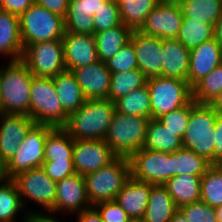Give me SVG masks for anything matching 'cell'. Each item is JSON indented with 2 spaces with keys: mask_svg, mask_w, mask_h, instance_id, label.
<instances>
[{
  "mask_svg": "<svg viewBox=\"0 0 222 222\" xmlns=\"http://www.w3.org/2000/svg\"><path fill=\"white\" fill-rule=\"evenodd\" d=\"M115 110L114 102L106 99H91L68 116L63 127L73 140H103Z\"/></svg>",
  "mask_w": 222,
  "mask_h": 222,
  "instance_id": "6da1fadb",
  "label": "cell"
},
{
  "mask_svg": "<svg viewBox=\"0 0 222 222\" xmlns=\"http://www.w3.org/2000/svg\"><path fill=\"white\" fill-rule=\"evenodd\" d=\"M2 66L0 65V113L30 117V91L34 75L21 59L7 61Z\"/></svg>",
  "mask_w": 222,
  "mask_h": 222,
  "instance_id": "7a4b0ae2",
  "label": "cell"
},
{
  "mask_svg": "<svg viewBox=\"0 0 222 222\" xmlns=\"http://www.w3.org/2000/svg\"><path fill=\"white\" fill-rule=\"evenodd\" d=\"M150 118L115 112L104 141L118 157L129 158L143 148Z\"/></svg>",
  "mask_w": 222,
  "mask_h": 222,
  "instance_id": "3957f363",
  "label": "cell"
},
{
  "mask_svg": "<svg viewBox=\"0 0 222 222\" xmlns=\"http://www.w3.org/2000/svg\"><path fill=\"white\" fill-rule=\"evenodd\" d=\"M84 177L87 198L91 206L100 202L115 200L119 191L131 177L129 159L117 157L109 165Z\"/></svg>",
  "mask_w": 222,
  "mask_h": 222,
  "instance_id": "277c9868",
  "label": "cell"
},
{
  "mask_svg": "<svg viewBox=\"0 0 222 222\" xmlns=\"http://www.w3.org/2000/svg\"><path fill=\"white\" fill-rule=\"evenodd\" d=\"M68 114L63 110L52 78L36 77L31 81L30 118L36 124L64 127Z\"/></svg>",
  "mask_w": 222,
  "mask_h": 222,
  "instance_id": "5b68a950",
  "label": "cell"
},
{
  "mask_svg": "<svg viewBox=\"0 0 222 222\" xmlns=\"http://www.w3.org/2000/svg\"><path fill=\"white\" fill-rule=\"evenodd\" d=\"M19 23L24 48L36 42L62 40L65 33L64 17L35 3L19 16Z\"/></svg>",
  "mask_w": 222,
  "mask_h": 222,
  "instance_id": "8992f818",
  "label": "cell"
},
{
  "mask_svg": "<svg viewBox=\"0 0 222 222\" xmlns=\"http://www.w3.org/2000/svg\"><path fill=\"white\" fill-rule=\"evenodd\" d=\"M218 114L208 104L197 103L191 110L188 127L182 138L183 148L194 151L214 164V134Z\"/></svg>",
  "mask_w": 222,
  "mask_h": 222,
  "instance_id": "52a82bcc",
  "label": "cell"
},
{
  "mask_svg": "<svg viewBox=\"0 0 222 222\" xmlns=\"http://www.w3.org/2000/svg\"><path fill=\"white\" fill-rule=\"evenodd\" d=\"M146 84L150 92L151 119L179 109L193 99L188 81L155 76L148 78Z\"/></svg>",
  "mask_w": 222,
  "mask_h": 222,
  "instance_id": "ba28073f",
  "label": "cell"
},
{
  "mask_svg": "<svg viewBox=\"0 0 222 222\" xmlns=\"http://www.w3.org/2000/svg\"><path fill=\"white\" fill-rule=\"evenodd\" d=\"M12 179L17 186L26 212L32 210V207H26L31 204V201L40 206L42 210H53L56 200L57 182L50 179L42 167L31 168L28 171L18 173Z\"/></svg>",
  "mask_w": 222,
  "mask_h": 222,
  "instance_id": "9c48e42d",
  "label": "cell"
},
{
  "mask_svg": "<svg viewBox=\"0 0 222 222\" xmlns=\"http://www.w3.org/2000/svg\"><path fill=\"white\" fill-rule=\"evenodd\" d=\"M21 60L36 77L52 78L66 70L62 40L29 44L24 48Z\"/></svg>",
  "mask_w": 222,
  "mask_h": 222,
  "instance_id": "30bf717a",
  "label": "cell"
},
{
  "mask_svg": "<svg viewBox=\"0 0 222 222\" xmlns=\"http://www.w3.org/2000/svg\"><path fill=\"white\" fill-rule=\"evenodd\" d=\"M131 177L152 185H164L172 178L170 153L142 148L129 158Z\"/></svg>",
  "mask_w": 222,
  "mask_h": 222,
  "instance_id": "8fae6325",
  "label": "cell"
},
{
  "mask_svg": "<svg viewBox=\"0 0 222 222\" xmlns=\"http://www.w3.org/2000/svg\"><path fill=\"white\" fill-rule=\"evenodd\" d=\"M54 127L35 124L20 143L14 156L8 161V173L11 178L31 168L41 167L44 162L47 134Z\"/></svg>",
  "mask_w": 222,
  "mask_h": 222,
  "instance_id": "7c38bea8",
  "label": "cell"
},
{
  "mask_svg": "<svg viewBox=\"0 0 222 222\" xmlns=\"http://www.w3.org/2000/svg\"><path fill=\"white\" fill-rule=\"evenodd\" d=\"M117 157L104 140H74V168L82 176L109 165Z\"/></svg>",
  "mask_w": 222,
  "mask_h": 222,
  "instance_id": "4fadbf2b",
  "label": "cell"
},
{
  "mask_svg": "<svg viewBox=\"0 0 222 222\" xmlns=\"http://www.w3.org/2000/svg\"><path fill=\"white\" fill-rule=\"evenodd\" d=\"M182 20L183 12L180 5L159 3L147 15L140 31L161 39H176Z\"/></svg>",
  "mask_w": 222,
  "mask_h": 222,
  "instance_id": "5bb4252c",
  "label": "cell"
},
{
  "mask_svg": "<svg viewBox=\"0 0 222 222\" xmlns=\"http://www.w3.org/2000/svg\"><path fill=\"white\" fill-rule=\"evenodd\" d=\"M91 206L86 193L85 177L74 174L57 181L56 200L53 212L68 215L80 213Z\"/></svg>",
  "mask_w": 222,
  "mask_h": 222,
  "instance_id": "9a60e30c",
  "label": "cell"
},
{
  "mask_svg": "<svg viewBox=\"0 0 222 222\" xmlns=\"http://www.w3.org/2000/svg\"><path fill=\"white\" fill-rule=\"evenodd\" d=\"M130 41L136 53L138 69L147 78L162 76V39L133 30Z\"/></svg>",
  "mask_w": 222,
  "mask_h": 222,
  "instance_id": "2e32d148",
  "label": "cell"
},
{
  "mask_svg": "<svg viewBox=\"0 0 222 222\" xmlns=\"http://www.w3.org/2000/svg\"><path fill=\"white\" fill-rule=\"evenodd\" d=\"M36 123L27 115L0 113V156L10 161Z\"/></svg>",
  "mask_w": 222,
  "mask_h": 222,
  "instance_id": "e0dca14e",
  "label": "cell"
},
{
  "mask_svg": "<svg viewBox=\"0 0 222 222\" xmlns=\"http://www.w3.org/2000/svg\"><path fill=\"white\" fill-rule=\"evenodd\" d=\"M66 70L97 62V48L94 35L66 32L62 38Z\"/></svg>",
  "mask_w": 222,
  "mask_h": 222,
  "instance_id": "ac0fdd59",
  "label": "cell"
},
{
  "mask_svg": "<svg viewBox=\"0 0 222 222\" xmlns=\"http://www.w3.org/2000/svg\"><path fill=\"white\" fill-rule=\"evenodd\" d=\"M71 72L86 100L108 98L111 72L106 63L98 60L93 64L73 69Z\"/></svg>",
  "mask_w": 222,
  "mask_h": 222,
  "instance_id": "d6986e66",
  "label": "cell"
},
{
  "mask_svg": "<svg viewBox=\"0 0 222 222\" xmlns=\"http://www.w3.org/2000/svg\"><path fill=\"white\" fill-rule=\"evenodd\" d=\"M222 64V47L214 39L190 49L188 83L193 87L198 81Z\"/></svg>",
  "mask_w": 222,
  "mask_h": 222,
  "instance_id": "ffe728a7",
  "label": "cell"
},
{
  "mask_svg": "<svg viewBox=\"0 0 222 222\" xmlns=\"http://www.w3.org/2000/svg\"><path fill=\"white\" fill-rule=\"evenodd\" d=\"M104 0H69L65 31L94 35L93 15L103 6Z\"/></svg>",
  "mask_w": 222,
  "mask_h": 222,
  "instance_id": "44dd1931",
  "label": "cell"
},
{
  "mask_svg": "<svg viewBox=\"0 0 222 222\" xmlns=\"http://www.w3.org/2000/svg\"><path fill=\"white\" fill-rule=\"evenodd\" d=\"M152 186V184L130 177L115 200L131 219H142L147 208Z\"/></svg>",
  "mask_w": 222,
  "mask_h": 222,
  "instance_id": "7402d4cb",
  "label": "cell"
},
{
  "mask_svg": "<svg viewBox=\"0 0 222 222\" xmlns=\"http://www.w3.org/2000/svg\"><path fill=\"white\" fill-rule=\"evenodd\" d=\"M190 49L177 39H162V76L188 79Z\"/></svg>",
  "mask_w": 222,
  "mask_h": 222,
  "instance_id": "603a6c76",
  "label": "cell"
},
{
  "mask_svg": "<svg viewBox=\"0 0 222 222\" xmlns=\"http://www.w3.org/2000/svg\"><path fill=\"white\" fill-rule=\"evenodd\" d=\"M23 50L19 16L0 9V54L15 61L22 58Z\"/></svg>",
  "mask_w": 222,
  "mask_h": 222,
  "instance_id": "cb8c5ba5",
  "label": "cell"
},
{
  "mask_svg": "<svg viewBox=\"0 0 222 222\" xmlns=\"http://www.w3.org/2000/svg\"><path fill=\"white\" fill-rule=\"evenodd\" d=\"M179 208L163 185H153L142 222H169Z\"/></svg>",
  "mask_w": 222,
  "mask_h": 222,
  "instance_id": "d4e9b609",
  "label": "cell"
},
{
  "mask_svg": "<svg viewBox=\"0 0 222 222\" xmlns=\"http://www.w3.org/2000/svg\"><path fill=\"white\" fill-rule=\"evenodd\" d=\"M63 110L70 115L78 110L86 101L81 87L71 71L65 70L52 77Z\"/></svg>",
  "mask_w": 222,
  "mask_h": 222,
  "instance_id": "484cf974",
  "label": "cell"
},
{
  "mask_svg": "<svg viewBox=\"0 0 222 222\" xmlns=\"http://www.w3.org/2000/svg\"><path fill=\"white\" fill-rule=\"evenodd\" d=\"M171 195L178 208L200 201L201 177L178 175L170 178L163 185Z\"/></svg>",
  "mask_w": 222,
  "mask_h": 222,
  "instance_id": "4316f807",
  "label": "cell"
},
{
  "mask_svg": "<svg viewBox=\"0 0 222 222\" xmlns=\"http://www.w3.org/2000/svg\"><path fill=\"white\" fill-rule=\"evenodd\" d=\"M131 33L132 30L122 23L95 33L98 59L104 63L111 59L122 46L130 41Z\"/></svg>",
  "mask_w": 222,
  "mask_h": 222,
  "instance_id": "83f0119b",
  "label": "cell"
},
{
  "mask_svg": "<svg viewBox=\"0 0 222 222\" xmlns=\"http://www.w3.org/2000/svg\"><path fill=\"white\" fill-rule=\"evenodd\" d=\"M172 177L178 175H193L202 177L212 165L205 157L187 148H181L170 153Z\"/></svg>",
  "mask_w": 222,
  "mask_h": 222,
  "instance_id": "f1b7e54d",
  "label": "cell"
},
{
  "mask_svg": "<svg viewBox=\"0 0 222 222\" xmlns=\"http://www.w3.org/2000/svg\"><path fill=\"white\" fill-rule=\"evenodd\" d=\"M143 148L173 153L183 148L182 138L163 126L157 119H150Z\"/></svg>",
  "mask_w": 222,
  "mask_h": 222,
  "instance_id": "f546056e",
  "label": "cell"
},
{
  "mask_svg": "<svg viewBox=\"0 0 222 222\" xmlns=\"http://www.w3.org/2000/svg\"><path fill=\"white\" fill-rule=\"evenodd\" d=\"M74 140L63 127L53 128L46 137L44 161H73Z\"/></svg>",
  "mask_w": 222,
  "mask_h": 222,
  "instance_id": "4dcf8cb0",
  "label": "cell"
},
{
  "mask_svg": "<svg viewBox=\"0 0 222 222\" xmlns=\"http://www.w3.org/2000/svg\"><path fill=\"white\" fill-rule=\"evenodd\" d=\"M116 112L151 119L150 92L147 84L114 101Z\"/></svg>",
  "mask_w": 222,
  "mask_h": 222,
  "instance_id": "1f68e13d",
  "label": "cell"
},
{
  "mask_svg": "<svg viewBox=\"0 0 222 222\" xmlns=\"http://www.w3.org/2000/svg\"><path fill=\"white\" fill-rule=\"evenodd\" d=\"M121 23L133 30H140L147 15L159 4L158 0H123L117 2Z\"/></svg>",
  "mask_w": 222,
  "mask_h": 222,
  "instance_id": "d6a6232c",
  "label": "cell"
},
{
  "mask_svg": "<svg viewBox=\"0 0 222 222\" xmlns=\"http://www.w3.org/2000/svg\"><path fill=\"white\" fill-rule=\"evenodd\" d=\"M180 6L183 18L203 21L213 26L222 13V2L219 0H184Z\"/></svg>",
  "mask_w": 222,
  "mask_h": 222,
  "instance_id": "836d02e7",
  "label": "cell"
},
{
  "mask_svg": "<svg viewBox=\"0 0 222 222\" xmlns=\"http://www.w3.org/2000/svg\"><path fill=\"white\" fill-rule=\"evenodd\" d=\"M212 38H214V26L212 24L191 18H183L181 28L176 37L188 49L199 46Z\"/></svg>",
  "mask_w": 222,
  "mask_h": 222,
  "instance_id": "e575fe53",
  "label": "cell"
},
{
  "mask_svg": "<svg viewBox=\"0 0 222 222\" xmlns=\"http://www.w3.org/2000/svg\"><path fill=\"white\" fill-rule=\"evenodd\" d=\"M147 79L139 69L111 73L108 99L114 102L134 89L145 86Z\"/></svg>",
  "mask_w": 222,
  "mask_h": 222,
  "instance_id": "d590c367",
  "label": "cell"
},
{
  "mask_svg": "<svg viewBox=\"0 0 222 222\" xmlns=\"http://www.w3.org/2000/svg\"><path fill=\"white\" fill-rule=\"evenodd\" d=\"M20 212L26 213L14 180L0 183V222H17Z\"/></svg>",
  "mask_w": 222,
  "mask_h": 222,
  "instance_id": "8d00e7d4",
  "label": "cell"
},
{
  "mask_svg": "<svg viewBox=\"0 0 222 222\" xmlns=\"http://www.w3.org/2000/svg\"><path fill=\"white\" fill-rule=\"evenodd\" d=\"M200 200L213 208L222 206V167L212 164L201 177Z\"/></svg>",
  "mask_w": 222,
  "mask_h": 222,
  "instance_id": "74e56055",
  "label": "cell"
},
{
  "mask_svg": "<svg viewBox=\"0 0 222 222\" xmlns=\"http://www.w3.org/2000/svg\"><path fill=\"white\" fill-rule=\"evenodd\" d=\"M222 91V64L192 87V98L196 103L208 104Z\"/></svg>",
  "mask_w": 222,
  "mask_h": 222,
  "instance_id": "f35d334b",
  "label": "cell"
},
{
  "mask_svg": "<svg viewBox=\"0 0 222 222\" xmlns=\"http://www.w3.org/2000/svg\"><path fill=\"white\" fill-rule=\"evenodd\" d=\"M196 104L192 99L188 104L161 115L157 120L167 129L174 132V135L183 138L188 127L191 110Z\"/></svg>",
  "mask_w": 222,
  "mask_h": 222,
  "instance_id": "ab89813d",
  "label": "cell"
},
{
  "mask_svg": "<svg viewBox=\"0 0 222 222\" xmlns=\"http://www.w3.org/2000/svg\"><path fill=\"white\" fill-rule=\"evenodd\" d=\"M105 63L111 73L138 69L136 53L132 42H127L111 59Z\"/></svg>",
  "mask_w": 222,
  "mask_h": 222,
  "instance_id": "60d3db41",
  "label": "cell"
},
{
  "mask_svg": "<svg viewBox=\"0 0 222 222\" xmlns=\"http://www.w3.org/2000/svg\"><path fill=\"white\" fill-rule=\"evenodd\" d=\"M94 34L110 29L121 24L118 4L115 2L105 1L98 11L93 15Z\"/></svg>",
  "mask_w": 222,
  "mask_h": 222,
  "instance_id": "b9f144b4",
  "label": "cell"
},
{
  "mask_svg": "<svg viewBox=\"0 0 222 222\" xmlns=\"http://www.w3.org/2000/svg\"><path fill=\"white\" fill-rule=\"evenodd\" d=\"M189 222H218L215 208L197 201L179 208Z\"/></svg>",
  "mask_w": 222,
  "mask_h": 222,
  "instance_id": "7bdbcfd3",
  "label": "cell"
},
{
  "mask_svg": "<svg viewBox=\"0 0 222 222\" xmlns=\"http://www.w3.org/2000/svg\"><path fill=\"white\" fill-rule=\"evenodd\" d=\"M103 222H129L131 218L116 200L100 202L93 206Z\"/></svg>",
  "mask_w": 222,
  "mask_h": 222,
  "instance_id": "ee69618b",
  "label": "cell"
},
{
  "mask_svg": "<svg viewBox=\"0 0 222 222\" xmlns=\"http://www.w3.org/2000/svg\"><path fill=\"white\" fill-rule=\"evenodd\" d=\"M41 167L56 182L76 174L73 161H44Z\"/></svg>",
  "mask_w": 222,
  "mask_h": 222,
  "instance_id": "f6af8a7d",
  "label": "cell"
},
{
  "mask_svg": "<svg viewBox=\"0 0 222 222\" xmlns=\"http://www.w3.org/2000/svg\"><path fill=\"white\" fill-rule=\"evenodd\" d=\"M41 211L40 209L27 211L24 216L21 215V222H61L57 213L51 210L44 211V213Z\"/></svg>",
  "mask_w": 222,
  "mask_h": 222,
  "instance_id": "bcb514c9",
  "label": "cell"
},
{
  "mask_svg": "<svg viewBox=\"0 0 222 222\" xmlns=\"http://www.w3.org/2000/svg\"><path fill=\"white\" fill-rule=\"evenodd\" d=\"M33 4V0H2L1 9L20 16Z\"/></svg>",
  "mask_w": 222,
  "mask_h": 222,
  "instance_id": "7dc6e473",
  "label": "cell"
},
{
  "mask_svg": "<svg viewBox=\"0 0 222 222\" xmlns=\"http://www.w3.org/2000/svg\"><path fill=\"white\" fill-rule=\"evenodd\" d=\"M35 4L47 8L50 12L66 17L69 0H33Z\"/></svg>",
  "mask_w": 222,
  "mask_h": 222,
  "instance_id": "c3c4849f",
  "label": "cell"
},
{
  "mask_svg": "<svg viewBox=\"0 0 222 222\" xmlns=\"http://www.w3.org/2000/svg\"><path fill=\"white\" fill-rule=\"evenodd\" d=\"M214 130V164H219L222 161V114L217 117Z\"/></svg>",
  "mask_w": 222,
  "mask_h": 222,
  "instance_id": "681fc988",
  "label": "cell"
},
{
  "mask_svg": "<svg viewBox=\"0 0 222 222\" xmlns=\"http://www.w3.org/2000/svg\"><path fill=\"white\" fill-rule=\"evenodd\" d=\"M75 216L77 217L75 218L77 219L76 222H103L100 214L93 206L75 214Z\"/></svg>",
  "mask_w": 222,
  "mask_h": 222,
  "instance_id": "f907efd6",
  "label": "cell"
},
{
  "mask_svg": "<svg viewBox=\"0 0 222 222\" xmlns=\"http://www.w3.org/2000/svg\"><path fill=\"white\" fill-rule=\"evenodd\" d=\"M8 173V163L0 156V183L10 180Z\"/></svg>",
  "mask_w": 222,
  "mask_h": 222,
  "instance_id": "816d5d0a",
  "label": "cell"
},
{
  "mask_svg": "<svg viewBox=\"0 0 222 222\" xmlns=\"http://www.w3.org/2000/svg\"><path fill=\"white\" fill-rule=\"evenodd\" d=\"M208 105L218 114H222V91H220Z\"/></svg>",
  "mask_w": 222,
  "mask_h": 222,
  "instance_id": "f5cc1de1",
  "label": "cell"
},
{
  "mask_svg": "<svg viewBox=\"0 0 222 222\" xmlns=\"http://www.w3.org/2000/svg\"><path fill=\"white\" fill-rule=\"evenodd\" d=\"M214 39L220 44L222 47V13L218 21L214 26Z\"/></svg>",
  "mask_w": 222,
  "mask_h": 222,
  "instance_id": "db71d44e",
  "label": "cell"
},
{
  "mask_svg": "<svg viewBox=\"0 0 222 222\" xmlns=\"http://www.w3.org/2000/svg\"><path fill=\"white\" fill-rule=\"evenodd\" d=\"M169 222H189V221L186 219L184 213L180 209H178Z\"/></svg>",
  "mask_w": 222,
  "mask_h": 222,
  "instance_id": "11a10c76",
  "label": "cell"
},
{
  "mask_svg": "<svg viewBox=\"0 0 222 222\" xmlns=\"http://www.w3.org/2000/svg\"><path fill=\"white\" fill-rule=\"evenodd\" d=\"M159 3H169V4H178L180 5L184 0H158Z\"/></svg>",
  "mask_w": 222,
  "mask_h": 222,
  "instance_id": "9f6ffc18",
  "label": "cell"
},
{
  "mask_svg": "<svg viewBox=\"0 0 222 222\" xmlns=\"http://www.w3.org/2000/svg\"><path fill=\"white\" fill-rule=\"evenodd\" d=\"M218 222H222V206L215 208Z\"/></svg>",
  "mask_w": 222,
  "mask_h": 222,
  "instance_id": "6f0895ef",
  "label": "cell"
},
{
  "mask_svg": "<svg viewBox=\"0 0 222 222\" xmlns=\"http://www.w3.org/2000/svg\"><path fill=\"white\" fill-rule=\"evenodd\" d=\"M129 222H142L141 219H131Z\"/></svg>",
  "mask_w": 222,
  "mask_h": 222,
  "instance_id": "680465c9",
  "label": "cell"
},
{
  "mask_svg": "<svg viewBox=\"0 0 222 222\" xmlns=\"http://www.w3.org/2000/svg\"><path fill=\"white\" fill-rule=\"evenodd\" d=\"M104 1L115 2V3L118 2V0H104Z\"/></svg>",
  "mask_w": 222,
  "mask_h": 222,
  "instance_id": "91938a15",
  "label": "cell"
}]
</instances>
